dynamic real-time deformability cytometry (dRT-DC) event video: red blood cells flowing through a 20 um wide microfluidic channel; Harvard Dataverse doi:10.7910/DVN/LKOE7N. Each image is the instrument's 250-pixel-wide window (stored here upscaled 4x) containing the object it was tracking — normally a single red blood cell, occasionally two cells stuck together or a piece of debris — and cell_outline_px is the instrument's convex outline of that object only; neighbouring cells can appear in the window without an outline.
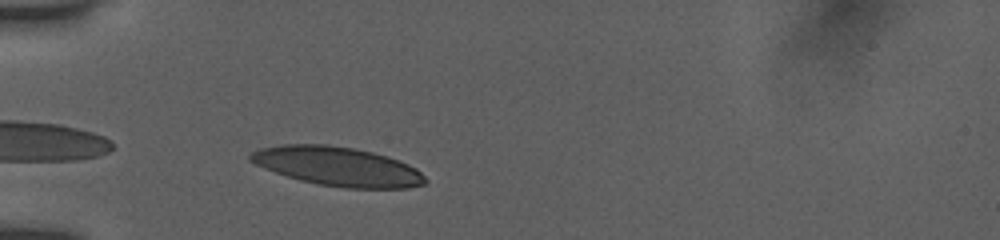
{"species": "human", "species_latin": "Homo sapiens", "temperature_condition": "room temperature", "stored_images_in_passage": 34, "camera_frame_rate_fps": 3000, "um_per_image_px": 0.085, "donor": {"sex": "female"}, "frame": {"image": 1, "passage_image": 2, "time_ms": 0.333, "image_size_px": [1000, 240], "cell_outline_px": [[428, 180], [424, 184], [408, 188], [344, 188], [320, 184], [300, 180], [264, 168], [248, 160], [248, 156], [252, 152], [260, 148], [280, 144], [328, 144], [352, 148], [372, 152], [388, 156], [408, 164], [416, 168]], "centroid_in_image_um": [28.7, 14.14], "position_along_channel_um": 56.3, "area_um2": 39.71}}
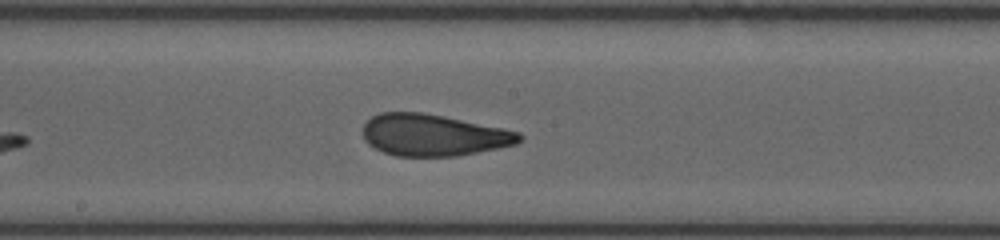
{"frame": {"image": 2, "passage_image": 15, "time_ms": 4.667, "image_size_px": [1000, 240], "cell_outline_px": [[524, 136], [516, 144], [456, 156], [396, 156], [384, 152], [368, 144], [364, 140], [364, 124], [372, 116], [380, 112], [424, 112], [504, 128], [520, 132]], "centroid_in_image_um": [36.84, 11.47], "position_along_channel_um": 211.4, "area_um2": 37.92}}
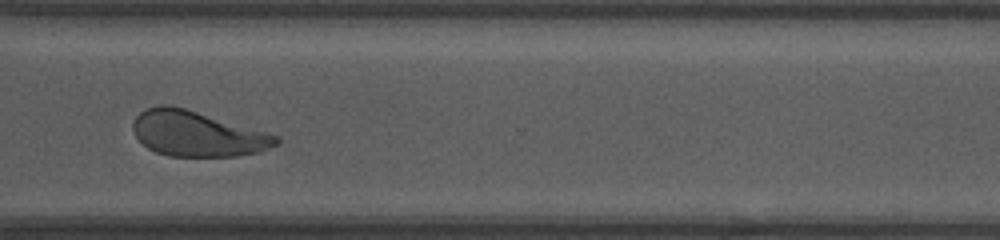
{"frame": {"image": 3, "passage_image": 26, "time_ms": 8.333, "image_size_px": [1000, 240], "cell_outline_px": [[280, 144], [260, 152], [236, 156], [168, 156], [156, 152], [148, 148], [136, 136], [132, 128], [132, 120], [140, 112], [148, 108], [160, 104], [168, 104], [184, 108], [268, 132], [280, 136]], "centroid_in_image_um": [16.78, 11.37], "position_along_channel_um": 353.8, "area_um2": 37.92}, "authors_computed_cell_mechanics": {"area_um2": 38.6682, "velocity_mm_per_s": 3.91, "shape_relaxation_time_tau1_ms": 4.7468, "shape_relaxation_time_tau2_ms": 1.0744, "deformation_change_tau1": 0.1561, "deformation_change_tau2": 0.0855}}